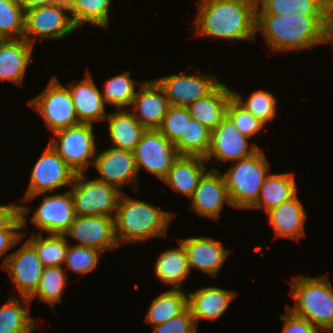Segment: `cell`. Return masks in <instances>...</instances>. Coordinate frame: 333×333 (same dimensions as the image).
<instances>
[{"mask_svg":"<svg viewBox=\"0 0 333 333\" xmlns=\"http://www.w3.org/2000/svg\"><path fill=\"white\" fill-rule=\"evenodd\" d=\"M256 0H199L195 33L222 40H255Z\"/></svg>","mask_w":333,"mask_h":333,"instance_id":"1","label":"cell"},{"mask_svg":"<svg viewBox=\"0 0 333 333\" xmlns=\"http://www.w3.org/2000/svg\"><path fill=\"white\" fill-rule=\"evenodd\" d=\"M333 27L327 16L256 14V32L273 51L303 50L323 44Z\"/></svg>","mask_w":333,"mask_h":333,"instance_id":"2","label":"cell"},{"mask_svg":"<svg viewBox=\"0 0 333 333\" xmlns=\"http://www.w3.org/2000/svg\"><path fill=\"white\" fill-rule=\"evenodd\" d=\"M169 212L122 192L114 217L115 236L119 244L145 242L152 237L167 236L172 220Z\"/></svg>","mask_w":333,"mask_h":333,"instance_id":"3","label":"cell"},{"mask_svg":"<svg viewBox=\"0 0 333 333\" xmlns=\"http://www.w3.org/2000/svg\"><path fill=\"white\" fill-rule=\"evenodd\" d=\"M289 307L295 315L306 318L315 327L333 333V287L327 277H293Z\"/></svg>","mask_w":333,"mask_h":333,"instance_id":"4","label":"cell"},{"mask_svg":"<svg viewBox=\"0 0 333 333\" xmlns=\"http://www.w3.org/2000/svg\"><path fill=\"white\" fill-rule=\"evenodd\" d=\"M269 163L263 149L232 164L223 176L233 208L249 209L258 199Z\"/></svg>","mask_w":333,"mask_h":333,"instance_id":"5","label":"cell"},{"mask_svg":"<svg viewBox=\"0 0 333 333\" xmlns=\"http://www.w3.org/2000/svg\"><path fill=\"white\" fill-rule=\"evenodd\" d=\"M86 176L77 173L71 185L75 216L115 217L122 191L96 179L88 180Z\"/></svg>","mask_w":333,"mask_h":333,"instance_id":"6","label":"cell"},{"mask_svg":"<svg viewBox=\"0 0 333 333\" xmlns=\"http://www.w3.org/2000/svg\"><path fill=\"white\" fill-rule=\"evenodd\" d=\"M54 135L49 143L76 173H84L89 164H94L92 157L98 150L93 124L80 123L58 130Z\"/></svg>","mask_w":333,"mask_h":333,"instance_id":"7","label":"cell"},{"mask_svg":"<svg viewBox=\"0 0 333 333\" xmlns=\"http://www.w3.org/2000/svg\"><path fill=\"white\" fill-rule=\"evenodd\" d=\"M28 104L44 119L53 133L80 124L68 88L56 77H53L46 88Z\"/></svg>","mask_w":333,"mask_h":333,"instance_id":"8","label":"cell"},{"mask_svg":"<svg viewBox=\"0 0 333 333\" xmlns=\"http://www.w3.org/2000/svg\"><path fill=\"white\" fill-rule=\"evenodd\" d=\"M76 174L49 143L32 168L30 183L21 201L33 200L65 185L71 186Z\"/></svg>","mask_w":333,"mask_h":333,"instance_id":"9","label":"cell"},{"mask_svg":"<svg viewBox=\"0 0 333 333\" xmlns=\"http://www.w3.org/2000/svg\"><path fill=\"white\" fill-rule=\"evenodd\" d=\"M137 171L141 167L163 180L180 156L174 146L158 129L146 130L134 151Z\"/></svg>","mask_w":333,"mask_h":333,"instance_id":"10","label":"cell"},{"mask_svg":"<svg viewBox=\"0 0 333 333\" xmlns=\"http://www.w3.org/2000/svg\"><path fill=\"white\" fill-rule=\"evenodd\" d=\"M77 28L71 15L61 12L50 4L25 11V32L23 38L34 45L36 38L62 39Z\"/></svg>","mask_w":333,"mask_h":333,"instance_id":"11","label":"cell"},{"mask_svg":"<svg viewBox=\"0 0 333 333\" xmlns=\"http://www.w3.org/2000/svg\"><path fill=\"white\" fill-rule=\"evenodd\" d=\"M197 73L189 75L182 72V74L165 76L155 81L164 90L170 105L188 107L191 103L208 95L220 83L212 74Z\"/></svg>","mask_w":333,"mask_h":333,"instance_id":"12","label":"cell"},{"mask_svg":"<svg viewBox=\"0 0 333 333\" xmlns=\"http://www.w3.org/2000/svg\"><path fill=\"white\" fill-rule=\"evenodd\" d=\"M8 272L21 297H30L38 288L44 266L35 249L25 241L7 255L1 265Z\"/></svg>","mask_w":333,"mask_h":333,"instance_id":"13","label":"cell"},{"mask_svg":"<svg viewBox=\"0 0 333 333\" xmlns=\"http://www.w3.org/2000/svg\"><path fill=\"white\" fill-rule=\"evenodd\" d=\"M245 137L226 116L219 126L211 131L210 148L204 158L206 161L215 157L217 161H239L252 156L260 148L249 144Z\"/></svg>","mask_w":333,"mask_h":333,"instance_id":"14","label":"cell"},{"mask_svg":"<svg viewBox=\"0 0 333 333\" xmlns=\"http://www.w3.org/2000/svg\"><path fill=\"white\" fill-rule=\"evenodd\" d=\"M64 235L80 242L76 246L99 249L102 252L119 247L115 236L114 217L75 216Z\"/></svg>","mask_w":333,"mask_h":333,"instance_id":"15","label":"cell"},{"mask_svg":"<svg viewBox=\"0 0 333 333\" xmlns=\"http://www.w3.org/2000/svg\"><path fill=\"white\" fill-rule=\"evenodd\" d=\"M75 218L70 190L60 194L47 195L29 219L31 224L40 228L38 233L63 234L69 229Z\"/></svg>","mask_w":333,"mask_h":333,"instance_id":"16","label":"cell"},{"mask_svg":"<svg viewBox=\"0 0 333 333\" xmlns=\"http://www.w3.org/2000/svg\"><path fill=\"white\" fill-rule=\"evenodd\" d=\"M94 158L93 166L101 175L96 180L112 185L119 191L127 184L134 186L133 183H137L138 171L132 151L111 147Z\"/></svg>","mask_w":333,"mask_h":333,"instance_id":"17","label":"cell"},{"mask_svg":"<svg viewBox=\"0 0 333 333\" xmlns=\"http://www.w3.org/2000/svg\"><path fill=\"white\" fill-rule=\"evenodd\" d=\"M190 199V207L197 215L213 220L219 219L225 203L232 206L224 176L215 168L209 169L203 175Z\"/></svg>","mask_w":333,"mask_h":333,"instance_id":"18","label":"cell"},{"mask_svg":"<svg viewBox=\"0 0 333 333\" xmlns=\"http://www.w3.org/2000/svg\"><path fill=\"white\" fill-rule=\"evenodd\" d=\"M131 106L133 116L148 130L161 126L171 105L159 84L155 80H149L139 87Z\"/></svg>","mask_w":333,"mask_h":333,"instance_id":"19","label":"cell"},{"mask_svg":"<svg viewBox=\"0 0 333 333\" xmlns=\"http://www.w3.org/2000/svg\"><path fill=\"white\" fill-rule=\"evenodd\" d=\"M178 242L185 248L190 271L197 268L211 276L217 275L231 252L223 248L221 241L209 237L182 238Z\"/></svg>","mask_w":333,"mask_h":333,"instance_id":"20","label":"cell"},{"mask_svg":"<svg viewBox=\"0 0 333 333\" xmlns=\"http://www.w3.org/2000/svg\"><path fill=\"white\" fill-rule=\"evenodd\" d=\"M68 90L80 123L93 124L106 119L105 102L89 72L80 83L68 85Z\"/></svg>","mask_w":333,"mask_h":333,"instance_id":"21","label":"cell"},{"mask_svg":"<svg viewBox=\"0 0 333 333\" xmlns=\"http://www.w3.org/2000/svg\"><path fill=\"white\" fill-rule=\"evenodd\" d=\"M235 296L231 290L211 286L188 293V307L196 326L200 320L214 321L221 317Z\"/></svg>","mask_w":333,"mask_h":333,"instance_id":"22","label":"cell"},{"mask_svg":"<svg viewBox=\"0 0 333 333\" xmlns=\"http://www.w3.org/2000/svg\"><path fill=\"white\" fill-rule=\"evenodd\" d=\"M33 47L24 38L4 39L0 43V81L22 84Z\"/></svg>","mask_w":333,"mask_h":333,"instance_id":"23","label":"cell"},{"mask_svg":"<svg viewBox=\"0 0 333 333\" xmlns=\"http://www.w3.org/2000/svg\"><path fill=\"white\" fill-rule=\"evenodd\" d=\"M232 92L220 82L208 95L187 107L190 116L210 131L216 129L226 117L228 104L233 97Z\"/></svg>","mask_w":333,"mask_h":333,"instance_id":"24","label":"cell"},{"mask_svg":"<svg viewBox=\"0 0 333 333\" xmlns=\"http://www.w3.org/2000/svg\"><path fill=\"white\" fill-rule=\"evenodd\" d=\"M275 237L299 240L304 235L306 212L297 194L290 200L267 212Z\"/></svg>","mask_w":333,"mask_h":333,"instance_id":"25","label":"cell"},{"mask_svg":"<svg viewBox=\"0 0 333 333\" xmlns=\"http://www.w3.org/2000/svg\"><path fill=\"white\" fill-rule=\"evenodd\" d=\"M204 161L199 156H179L163 181L175 192L183 193L190 199L207 172L208 167Z\"/></svg>","mask_w":333,"mask_h":333,"instance_id":"26","label":"cell"},{"mask_svg":"<svg viewBox=\"0 0 333 333\" xmlns=\"http://www.w3.org/2000/svg\"><path fill=\"white\" fill-rule=\"evenodd\" d=\"M297 194L292 173H269L261 186L257 201L249 209L265 208L266 213Z\"/></svg>","mask_w":333,"mask_h":333,"instance_id":"27","label":"cell"},{"mask_svg":"<svg viewBox=\"0 0 333 333\" xmlns=\"http://www.w3.org/2000/svg\"><path fill=\"white\" fill-rule=\"evenodd\" d=\"M106 119L109 122L108 133L112 146L133 152L146 129L126 109H117L109 113Z\"/></svg>","mask_w":333,"mask_h":333,"instance_id":"28","label":"cell"},{"mask_svg":"<svg viewBox=\"0 0 333 333\" xmlns=\"http://www.w3.org/2000/svg\"><path fill=\"white\" fill-rule=\"evenodd\" d=\"M179 243L176 249L163 251L155 264L156 276L165 284H172V289H183L182 282L190 274L187 254Z\"/></svg>","mask_w":333,"mask_h":333,"instance_id":"29","label":"cell"},{"mask_svg":"<svg viewBox=\"0 0 333 333\" xmlns=\"http://www.w3.org/2000/svg\"><path fill=\"white\" fill-rule=\"evenodd\" d=\"M13 295L0 307V333H32L38 323L29 315L31 301L21 297L24 309L16 294Z\"/></svg>","mask_w":333,"mask_h":333,"instance_id":"30","label":"cell"},{"mask_svg":"<svg viewBox=\"0 0 333 333\" xmlns=\"http://www.w3.org/2000/svg\"><path fill=\"white\" fill-rule=\"evenodd\" d=\"M187 307L188 292L171 288L151 302L145 321L152 327L158 326L182 313Z\"/></svg>","mask_w":333,"mask_h":333,"instance_id":"31","label":"cell"},{"mask_svg":"<svg viewBox=\"0 0 333 333\" xmlns=\"http://www.w3.org/2000/svg\"><path fill=\"white\" fill-rule=\"evenodd\" d=\"M256 14L327 16L325 0H256Z\"/></svg>","mask_w":333,"mask_h":333,"instance_id":"32","label":"cell"},{"mask_svg":"<svg viewBox=\"0 0 333 333\" xmlns=\"http://www.w3.org/2000/svg\"><path fill=\"white\" fill-rule=\"evenodd\" d=\"M36 251L42 265L45 267L63 266L69 248L68 240L63 234H32L26 240Z\"/></svg>","mask_w":333,"mask_h":333,"instance_id":"33","label":"cell"},{"mask_svg":"<svg viewBox=\"0 0 333 333\" xmlns=\"http://www.w3.org/2000/svg\"><path fill=\"white\" fill-rule=\"evenodd\" d=\"M211 131L198 120L191 117L184 134L174 143L180 156H199L205 158L210 148Z\"/></svg>","mask_w":333,"mask_h":333,"instance_id":"34","label":"cell"},{"mask_svg":"<svg viewBox=\"0 0 333 333\" xmlns=\"http://www.w3.org/2000/svg\"><path fill=\"white\" fill-rule=\"evenodd\" d=\"M67 275L63 267H45L36 291L29 297L32 302L34 297L48 304L52 309L56 303H62V295L67 284Z\"/></svg>","mask_w":333,"mask_h":333,"instance_id":"35","label":"cell"},{"mask_svg":"<svg viewBox=\"0 0 333 333\" xmlns=\"http://www.w3.org/2000/svg\"><path fill=\"white\" fill-rule=\"evenodd\" d=\"M130 72L126 71L107 80L104 84V92L101 93L105 104L112 105L117 109H128L131 106L136 92V85H143L145 81L136 82L129 77ZM135 81V82H134Z\"/></svg>","mask_w":333,"mask_h":333,"instance_id":"36","label":"cell"},{"mask_svg":"<svg viewBox=\"0 0 333 333\" xmlns=\"http://www.w3.org/2000/svg\"><path fill=\"white\" fill-rule=\"evenodd\" d=\"M25 32V10L19 0H0V35L21 39Z\"/></svg>","mask_w":333,"mask_h":333,"instance_id":"37","label":"cell"},{"mask_svg":"<svg viewBox=\"0 0 333 333\" xmlns=\"http://www.w3.org/2000/svg\"><path fill=\"white\" fill-rule=\"evenodd\" d=\"M232 95L242 107L265 125L275 118L277 99L273 93L260 89L251 93L247 100H244L237 92H232Z\"/></svg>","mask_w":333,"mask_h":333,"instance_id":"38","label":"cell"},{"mask_svg":"<svg viewBox=\"0 0 333 333\" xmlns=\"http://www.w3.org/2000/svg\"><path fill=\"white\" fill-rule=\"evenodd\" d=\"M77 9V28L84 23L108 29L111 0H74Z\"/></svg>","mask_w":333,"mask_h":333,"instance_id":"39","label":"cell"},{"mask_svg":"<svg viewBox=\"0 0 333 333\" xmlns=\"http://www.w3.org/2000/svg\"><path fill=\"white\" fill-rule=\"evenodd\" d=\"M226 116L233 122L241 134L249 138L259 133L265 124L242 107L234 97L231 98Z\"/></svg>","mask_w":333,"mask_h":333,"instance_id":"40","label":"cell"},{"mask_svg":"<svg viewBox=\"0 0 333 333\" xmlns=\"http://www.w3.org/2000/svg\"><path fill=\"white\" fill-rule=\"evenodd\" d=\"M101 252L99 249L69 245L64 265L67 266L66 269L68 268L76 273L91 272L97 267Z\"/></svg>","mask_w":333,"mask_h":333,"instance_id":"41","label":"cell"},{"mask_svg":"<svg viewBox=\"0 0 333 333\" xmlns=\"http://www.w3.org/2000/svg\"><path fill=\"white\" fill-rule=\"evenodd\" d=\"M191 119L187 107L170 106L158 130L172 143H175Z\"/></svg>","mask_w":333,"mask_h":333,"instance_id":"42","label":"cell"},{"mask_svg":"<svg viewBox=\"0 0 333 333\" xmlns=\"http://www.w3.org/2000/svg\"><path fill=\"white\" fill-rule=\"evenodd\" d=\"M152 328V333H197L198 327L191 310L187 307L182 313Z\"/></svg>","mask_w":333,"mask_h":333,"instance_id":"43","label":"cell"},{"mask_svg":"<svg viewBox=\"0 0 333 333\" xmlns=\"http://www.w3.org/2000/svg\"><path fill=\"white\" fill-rule=\"evenodd\" d=\"M30 207L22 205H0V230L26 227Z\"/></svg>","mask_w":333,"mask_h":333,"instance_id":"44","label":"cell"},{"mask_svg":"<svg viewBox=\"0 0 333 333\" xmlns=\"http://www.w3.org/2000/svg\"><path fill=\"white\" fill-rule=\"evenodd\" d=\"M281 321H284L282 333H320L306 318L295 315L288 307H286V315L279 316Z\"/></svg>","mask_w":333,"mask_h":333,"instance_id":"45","label":"cell"},{"mask_svg":"<svg viewBox=\"0 0 333 333\" xmlns=\"http://www.w3.org/2000/svg\"><path fill=\"white\" fill-rule=\"evenodd\" d=\"M22 229H1L0 230V258L9 249L14 247L24 237V233L20 231ZM20 231V232H19Z\"/></svg>","mask_w":333,"mask_h":333,"instance_id":"46","label":"cell"},{"mask_svg":"<svg viewBox=\"0 0 333 333\" xmlns=\"http://www.w3.org/2000/svg\"><path fill=\"white\" fill-rule=\"evenodd\" d=\"M52 5L56 6L61 12H70L72 17V22L77 28V9L74 0H52Z\"/></svg>","mask_w":333,"mask_h":333,"instance_id":"47","label":"cell"},{"mask_svg":"<svg viewBox=\"0 0 333 333\" xmlns=\"http://www.w3.org/2000/svg\"><path fill=\"white\" fill-rule=\"evenodd\" d=\"M19 2L24 8V10L28 11L36 7L50 5L52 3V0H19Z\"/></svg>","mask_w":333,"mask_h":333,"instance_id":"48","label":"cell"},{"mask_svg":"<svg viewBox=\"0 0 333 333\" xmlns=\"http://www.w3.org/2000/svg\"><path fill=\"white\" fill-rule=\"evenodd\" d=\"M325 11L328 20L333 25V0H325Z\"/></svg>","mask_w":333,"mask_h":333,"instance_id":"49","label":"cell"},{"mask_svg":"<svg viewBox=\"0 0 333 333\" xmlns=\"http://www.w3.org/2000/svg\"><path fill=\"white\" fill-rule=\"evenodd\" d=\"M325 43H332L333 46V27L327 32L324 44Z\"/></svg>","mask_w":333,"mask_h":333,"instance_id":"50","label":"cell"},{"mask_svg":"<svg viewBox=\"0 0 333 333\" xmlns=\"http://www.w3.org/2000/svg\"><path fill=\"white\" fill-rule=\"evenodd\" d=\"M4 40V38L0 35V43Z\"/></svg>","mask_w":333,"mask_h":333,"instance_id":"51","label":"cell"}]
</instances>
